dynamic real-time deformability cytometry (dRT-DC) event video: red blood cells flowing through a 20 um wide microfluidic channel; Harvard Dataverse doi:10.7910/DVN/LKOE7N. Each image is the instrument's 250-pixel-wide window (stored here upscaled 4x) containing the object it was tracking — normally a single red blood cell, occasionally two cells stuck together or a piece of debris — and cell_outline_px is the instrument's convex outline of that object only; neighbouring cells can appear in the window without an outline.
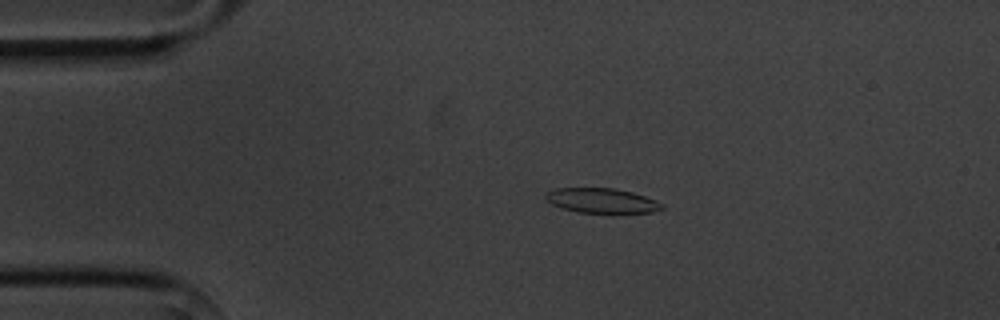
{"species": "common noctule bat (a hibernating species)", "species_latin": "Nyctalus noctula", "temperature_condition": "cold", "stored_images_in_passage": 3, "camera_frame_rate_fps": 3000, "um_per_image_px": 0.085, "animal": {"sex": "male", "body_mass_g": 20.1, "forearm_length_mm": 53.5}, "frame": {"image": 1, "passage_image": 2, "time_ms": 1.333, "image_size_px": [1000, 320], "cell_outline_px": [[664, 208], [652, 212], [580, 212], [560, 208], [552, 204], [544, 196], [548, 192], [556, 188], [612, 188], [632, 192], [656, 200], [664, 204]], "centroid_in_image_um": [51.15, 17.04], "position_along_channel_um": 33.8, "area_um2": 16.53}}